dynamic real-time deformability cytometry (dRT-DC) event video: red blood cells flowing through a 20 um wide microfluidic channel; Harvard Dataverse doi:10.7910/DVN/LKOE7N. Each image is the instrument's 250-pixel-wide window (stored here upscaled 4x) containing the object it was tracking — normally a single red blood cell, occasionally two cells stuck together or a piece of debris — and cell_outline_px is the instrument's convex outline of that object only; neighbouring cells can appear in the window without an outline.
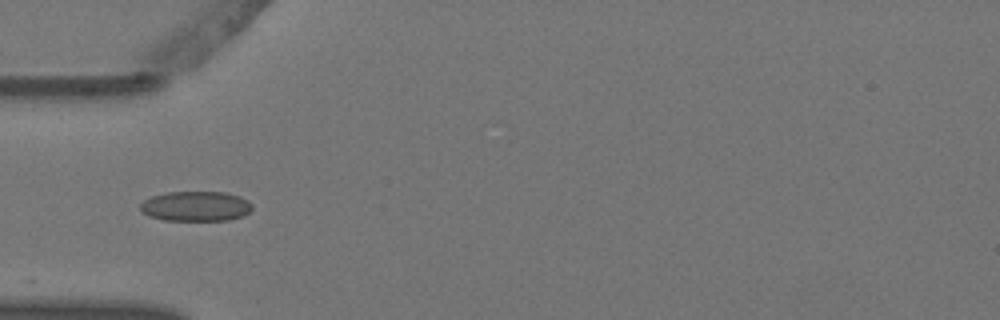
{"species": "Egyptian fruit bat (a non-hibernating species)", "species_latin": "Rousettus aegyptiacus", "temperature_condition": "warm", "stored_images_in_passage": 5, "camera_frame_rate_fps": 3000, "um_per_image_px": 0.085, "animal": {"sex": "female"}, "frame": {"image": 1, "passage_image": 4, "time_ms": 1.0, "image_size_px": [1000, 320], "cell_outline_px": [[252, 208], [244, 216], [228, 220], [164, 220], [148, 216], [140, 212], [140, 204], [144, 200], [152, 196], [168, 192], [224, 192], [240, 196], [248, 200], [252, 204]], "centroid_in_image_um": [16.63, 17.53], "position_along_channel_um": 68.4, "area_um2": 19.65}}
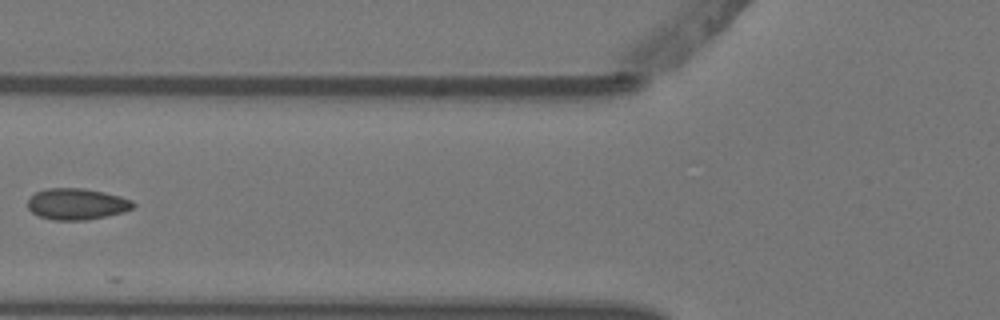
{"frame": {"image": 2, "passage_image": 5, "time_ms": 1.333, "image_size_px": [1000, 320], "cell_outline_px": [[136, 204], [132, 208], [124, 212], [108, 216], [84, 220], [52, 220], [40, 216], [32, 212], [28, 208], [28, 200], [36, 192], [48, 188], [84, 188], [104, 192], [120, 196], [132, 200]], "centroid_in_image_um": [6.55, 17.34], "position_along_channel_um": 119.3, "area_um2": 19.25}}